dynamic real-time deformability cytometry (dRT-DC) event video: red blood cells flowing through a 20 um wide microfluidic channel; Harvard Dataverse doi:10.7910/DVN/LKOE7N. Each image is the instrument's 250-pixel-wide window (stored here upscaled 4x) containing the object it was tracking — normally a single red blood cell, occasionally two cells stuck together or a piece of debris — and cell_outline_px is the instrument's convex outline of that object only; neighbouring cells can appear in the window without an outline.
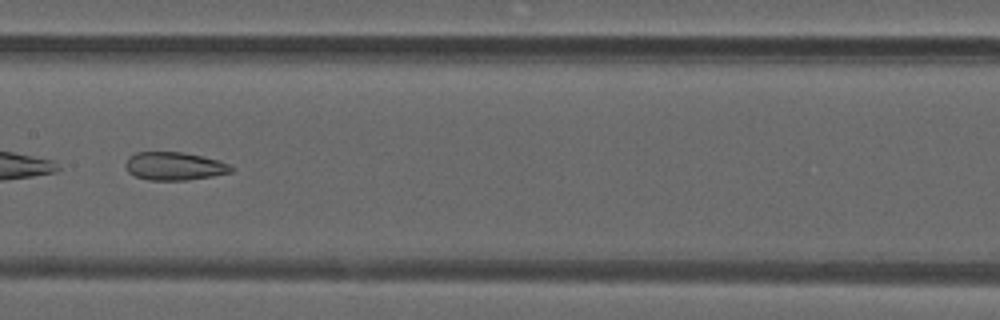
{"species": "common noctule bat (a hibernating species)", "species_latin": "Nyctalus noctula", "temperature_condition": "warm", "stored_images_in_passage": 48, "camera_frame_rate_fps": 3000, "um_per_image_px": 0.085, "animal": {"sex": "male", "forearm_length_mm": 52.5}, "frame": {"image": 1, "passage_image": 25, "time_ms": 8.0, "image_size_px": [1000, 320], "cell_outline_px": [[236, 168], [232, 172], [212, 176], [188, 180], [148, 180], [136, 176], [128, 172], [124, 164], [128, 156], [136, 152], [184, 152], [220, 160], [232, 164]], "centroid_in_image_um": [14.86, 14.11], "position_along_channel_um": 192.5, "area_um2": 17.63}}
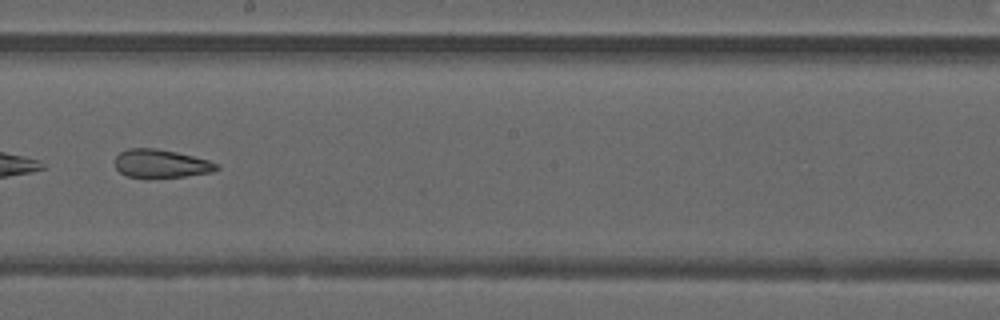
{"frame": {"image": 2, "passage_image": 28, "time_ms": 9.0, "image_size_px": [1000, 320], "cell_outline_px": [[220, 168], [212, 172], [184, 176], [128, 176], [120, 172], [116, 168], [116, 156], [120, 152], [128, 148], [156, 148], [176, 152], [208, 160], [220, 164]], "centroid_in_image_um": [13.71, 13.88], "position_along_channel_um": 234.5, "area_um2": 16.36}}
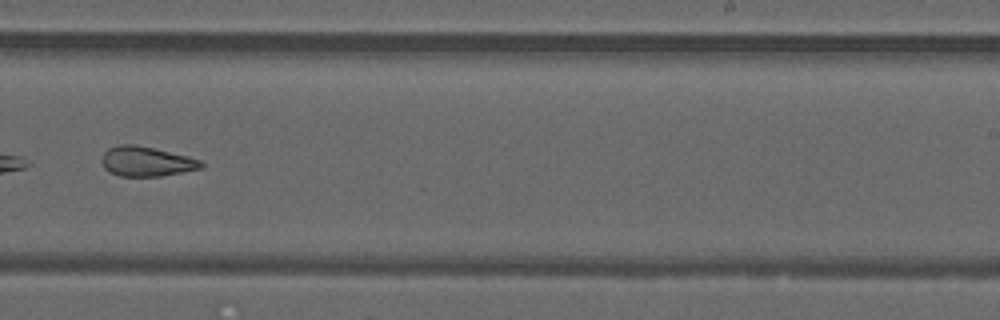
{"frame": {"image": 3, "passage_image": 31, "time_ms": 10.0, "image_size_px": [1000, 320], "cell_outline_px": [[204, 164], [200, 168], [160, 176], [120, 176], [108, 172], [104, 168], [100, 160], [104, 152], [108, 148], [120, 144], [132, 144], [152, 148], [188, 156], [200, 160]], "centroid_in_image_um": [12.38, 13.72], "position_along_channel_um": 276.6, "area_um2": 17.11}}